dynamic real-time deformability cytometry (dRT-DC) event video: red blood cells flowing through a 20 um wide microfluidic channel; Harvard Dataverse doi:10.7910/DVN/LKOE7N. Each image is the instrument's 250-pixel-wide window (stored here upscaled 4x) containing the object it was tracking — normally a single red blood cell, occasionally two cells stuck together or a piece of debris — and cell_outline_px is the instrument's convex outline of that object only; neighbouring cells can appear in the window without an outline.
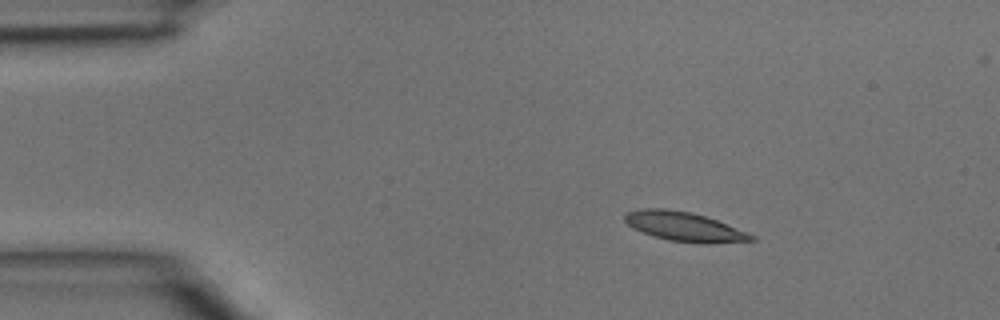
{"species": "common noctule bat (a hibernating species)", "species_latin": "Nyctalus noctula", "temperature_condition": "room temperature", "stored_images_in_passage": 3, "camera_frame_rate_fps": 3000, "um_per_image_px": 0.085, "animal": {"sex": "male", "body_mass_g": 15.6}, "frame": {"image": 1, "passage_image": 1, "time_ms": 0.0, "image_size_px": [1000, 320], "cell_outline_px": [[756, 240], [708, 244], [700, 244], [668, 240], [652, 236], [632, 228], [624, 220], [624, 212], [644, 208], [664, 208], [692, 212], [716, 220], [756, 236]], "centroid_in_image_um": [58.12, 19.27], "position_along_channel_um": 26.9, "area_um2": 21.73}}
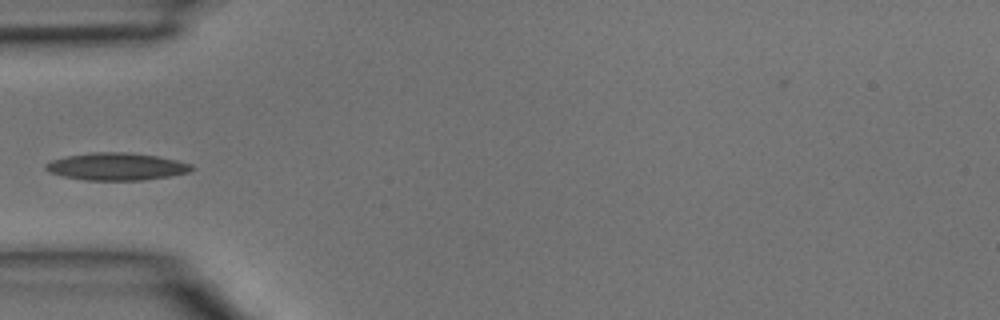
{"frame": {"image": 2, "passage_image": 3, "time_ms": 0.667, "image_size_px": [1000, 320], "cell_outline_px": [[196, 168], [188, 172], [168, 176], [144, 180], [84, 180], [64, 176], [48, 172], [44, 168], [44, 164], [52, 160], [64, 156], [92, 152], [124, 152], [156, 156], [176, 160], [192, 164]], "centroid_in_image_um": [9.87, 14.15], "position_along_channel_um": 75.1, "area_um2": 23.29}}